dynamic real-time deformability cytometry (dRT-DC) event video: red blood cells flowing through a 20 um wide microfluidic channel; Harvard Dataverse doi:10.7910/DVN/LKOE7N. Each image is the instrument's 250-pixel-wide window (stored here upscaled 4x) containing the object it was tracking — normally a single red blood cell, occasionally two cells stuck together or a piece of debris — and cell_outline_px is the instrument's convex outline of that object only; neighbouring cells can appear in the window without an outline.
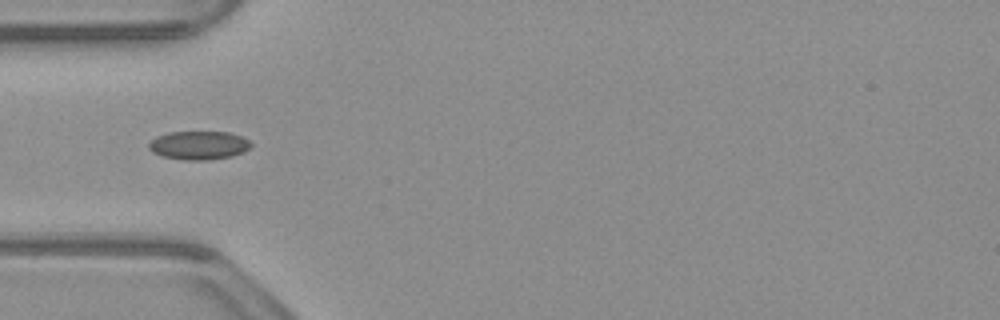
{"species": "common noctule bat (a hibernating species)", "species_latin": "Nyctalus noctula", "temperature_condition": "warm", "stored_images_in_passage": 20, "camera_frame_rate_fps": 3000, "um_per_image_px": 0.085, "animal": {"sex": "male", "body_mass_g": 23.1, "forearm_length_mm": 52.7}, "frame": {"image": 1, "passage_image": 4, "time_ms": 1.0, "image_size_px": [1000, 320], "cell_outline_px": [[252, 144], [244, 152], [232, 156], [208, 160], [184, 160], [160, 156], [152, 152], [148, 148], [148, 144], [156, 136], [168, 132], [228, 132], [240, 136], [248, 140]], "centroid_in_image_um": [16.86, 12.36], "position_along_channel_um": 68.1, "area_um2": 17.05}}